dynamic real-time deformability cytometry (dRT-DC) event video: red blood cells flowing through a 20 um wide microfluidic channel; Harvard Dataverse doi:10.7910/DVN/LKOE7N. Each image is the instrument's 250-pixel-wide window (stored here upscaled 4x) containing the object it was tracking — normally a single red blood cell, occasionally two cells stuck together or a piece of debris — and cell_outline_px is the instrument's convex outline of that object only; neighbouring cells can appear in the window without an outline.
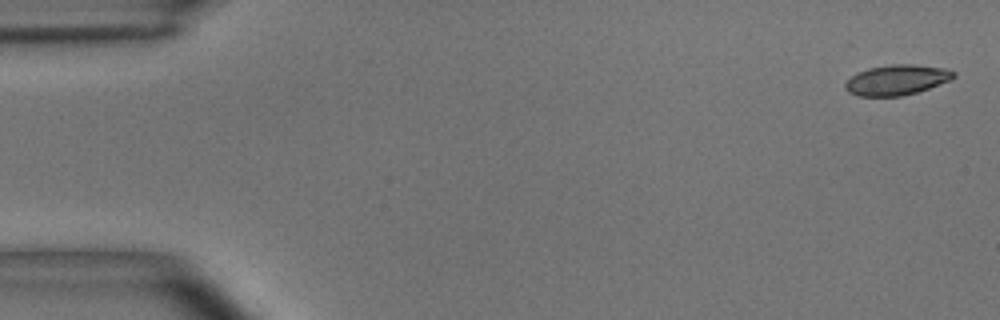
{"species": "common noctule bat (a hibernating species)", "species_latin": "Nyctalus noctula", "temperature_condition": "room temperature", "stored_images_in_passage": 5, "camera_frame_rate_fps": 3000, "um_per_image_px": 0.085, "animal": {"sex": "male", "body_mass_g": 15.6}, "frame": {"image": 1, "passage_image": 1, "time_ms": 0.0, "image_size_px": [1000, 320], "cell_outline_px": [[956, 76], [952, 80], [916, 92], [900, 96], [856, 96], [848, 92], [844, 88], [844, 84], [856, 72], [868, 68], [892, 64], [912, 64], [944, 68], [956, 72]], "centroid_in_image_um": [76.21, 6.79], "position_along_channel_um": 8.8, "area_um2": 19.19}}
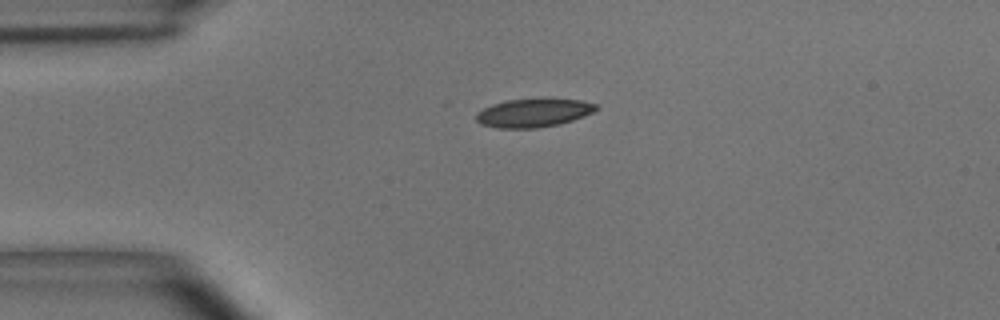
{"frame": {"image": 2, "passage_image": 4, "time_ms": 1.0, "image_size_px": [1000, 320], "cell_outline_px": [[596, 108], [592, 112], [572, 120], [556, 124], [536, 128], [500, 128], [480, 124], [476, 120], [476, 116], [484, 108], [492, 104], [508, 100], [544, 96], [580, 100], [596, 104]], "centroid_in_image_um": [45.35, 9.55], "position_along_channel_um": 39.7, "area_um2": 20.11}}